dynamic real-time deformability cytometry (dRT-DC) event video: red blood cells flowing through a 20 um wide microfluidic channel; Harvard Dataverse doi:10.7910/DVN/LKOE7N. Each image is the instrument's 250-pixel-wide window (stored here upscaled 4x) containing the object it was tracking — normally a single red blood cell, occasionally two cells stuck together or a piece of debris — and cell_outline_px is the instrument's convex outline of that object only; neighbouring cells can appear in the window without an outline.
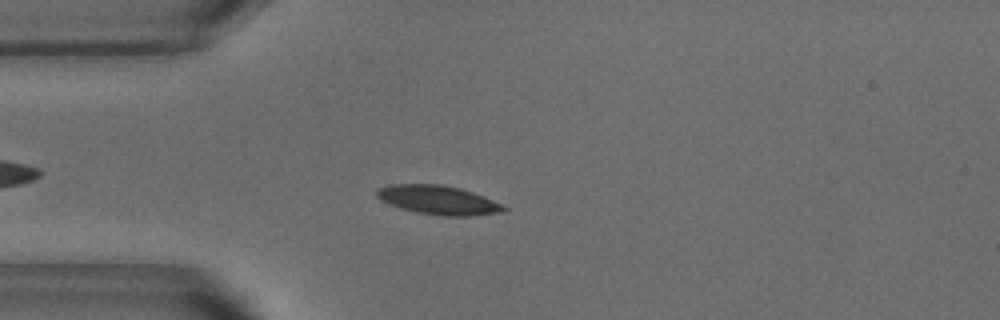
{"species": "common noctule bat (a hibernating species)", "species_latin": "Nyctalus noctula", "temperature_condition": "warm", "stored_images_in_passage": 47, "camera_frame_rate_fps": 3000, "um_per_image_px": 0.085, "animal": {"sex": "male", "body_mass_g": 18.8}, "frame": {"image": 1, "passage_image": 8, "time_ms": 2.333, "image_size_px": [1000, 320], "cell_outline_px": [[508, 208], [504, 212], [468, 216], [444, 216], [416, 212], [400, 208], [380, 200], [376, 196], [376, 188], [388, 184], [440, 184], [460, 188], [484, 196]], "centroid_in_image_um": [37.21, 16.99], "position_along_channel_um": 47.8, "area_um2": 21.5}}
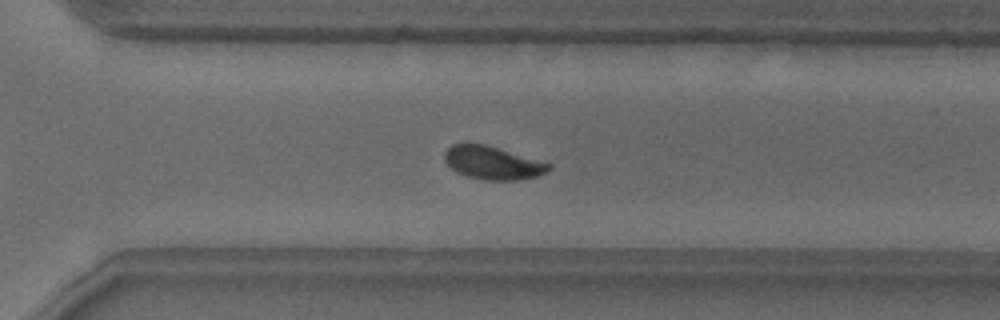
{"frame": {"image": 2, "passage_image": 31, "time_ms": 10.0, "image_size_px": [1000, 320], "cell_outline_px": [[552, 168], [548, 172], [536, 176], [520, 180], [484, 180], [468, 176], [456, 172], [444, 160], [444, 152], [452, 144], [468, 140], [484, 144], [552, 164]], "centroid_in_image_um": [41.84, 13.81], "position_along_channel_um": 328.8, "area_um2": 20.4}}
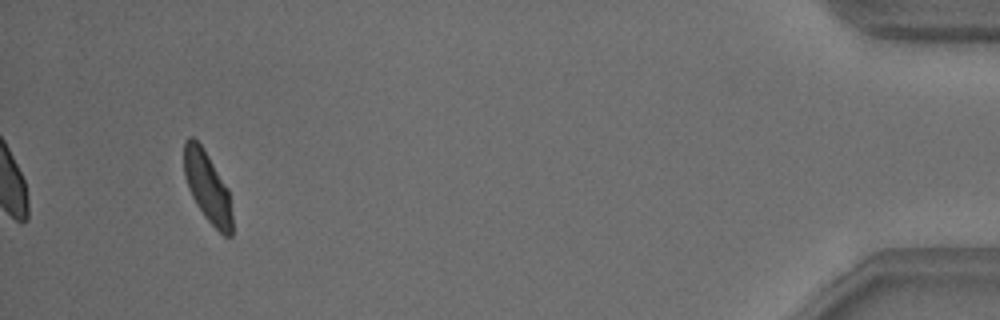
{"frame": {"image": 3, "passage_image": 44, "time_ms": 14.333, "image_size_px": [1000, 320], "cell_outline_px": [[232, 236], [224, 236], [204, 216], [196, 204], [188, 188], [184, 176], [184, 140], [188, 136], [192, 136], [200, 144], [208, 156], [228, 188], [232, 216]], "centroid_in_image_um": [17.62, 15.89], "position_along_channel_um": 417.6, "area_um2": 19.65}, "authors_computed_cell_mechanics": {"area_um2": 20.5768, "velocity_mm_per_s": 3.7947, "shape_relaxation_time_tau1_ms": 2.5223, "shape_relaxation_time_tau2_ms": 1.2463, "deformation_change_tau1": 0.1445, "deformation_change_tau2": 0.0571}}